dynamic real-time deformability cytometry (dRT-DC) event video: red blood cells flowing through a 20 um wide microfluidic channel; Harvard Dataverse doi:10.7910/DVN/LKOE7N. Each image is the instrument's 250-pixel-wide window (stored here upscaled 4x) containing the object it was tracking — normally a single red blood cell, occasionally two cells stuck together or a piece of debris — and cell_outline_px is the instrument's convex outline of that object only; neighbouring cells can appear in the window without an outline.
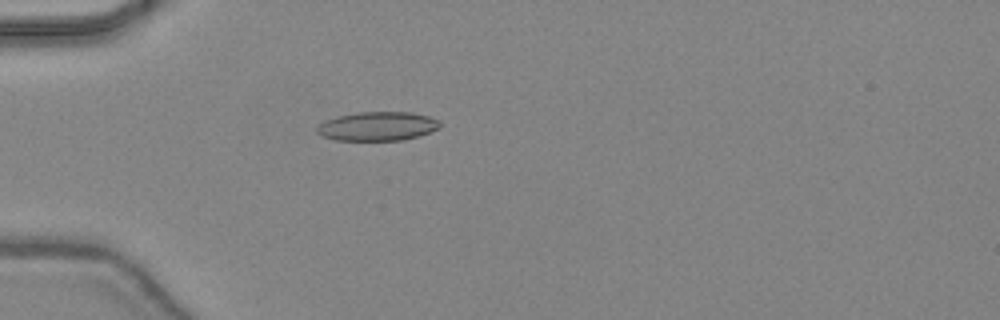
{"species": "common noctule bat (a hibernating species)", "species_latin": "Nyctalus noctula", "temperature_condition": "warm", "stored_images_in_passage": 33, "camera_frame_rate_fps": 3000, "um_per_image_px": 0.085, "animal": {"sex": "female", "body_mass_g": 24.6, "forearm_length_mm": 56.2}, "frame": {"image": 1, "passage_image": 1, "time_ms": 0.0, "image_size_px": [1000, 320], "cell_outline_px": [[440, 128], [404, 140], [336, 140], [324, 136], [316, 132], [316, 128], [324, 120], [356, 112], [412, 112], [428, 116], [440, 120]], "centroid_in_image_um": [32.1, 10.72], "position_along_channel_um": 52.9, "area_um2": 20.63}}
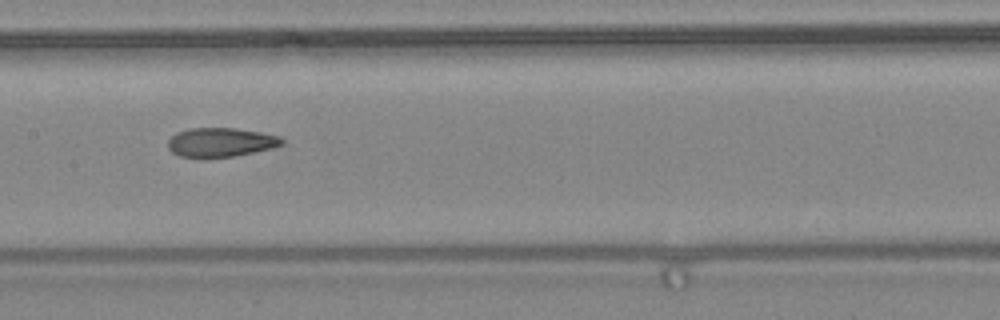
{"frame": {"image": 2, "passage_image": 11, "time_ms": 3.333, "image_size_px": [1000, 320], "cell_outline_px": [[284, 144], [272, 148], [232, 156], [180, 156], [172, 152], [168, 148], [168, 140], [176, 132], [188, 128], [236, 128], [280, 136], [284, 140]], "centroid_in_image_um": [18.76, 12.07], "position_along_channel_um": 188.6, "area_um2": 18.96}}
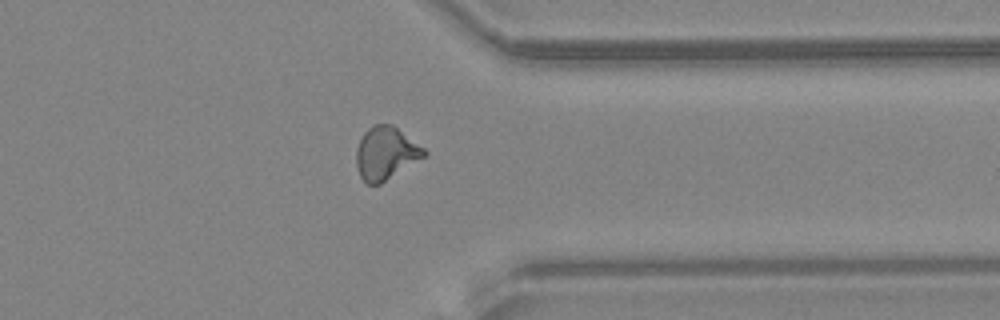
{"frame": {"image": 3, "passage_image": 24, "time_ms": 7.667, "image_size_px": [1000, 320], "cell_outline_px": [[428, 152], [424, 156], [380, 184], [368, 184], [360, 176], [356, 164], [356, 148], [364, 132], [372, 124], [392, 124], [424, 148]], "centroid_in_image_um": [32.76, 13.01], "position_along_channel_um": 378.6, "area_um2": 20.58}, "authors_computed_cell_mechanics": {"area_um2": 20.0566, "velocity_mm_per_s": 4.4661, "shape_relaxation_time_tau1_ms": null, "shape_relaxation_time_tau2_ms": 1.9368, "deformation_change_tau1": null, "deformation_change_tau2": 0.0942}}